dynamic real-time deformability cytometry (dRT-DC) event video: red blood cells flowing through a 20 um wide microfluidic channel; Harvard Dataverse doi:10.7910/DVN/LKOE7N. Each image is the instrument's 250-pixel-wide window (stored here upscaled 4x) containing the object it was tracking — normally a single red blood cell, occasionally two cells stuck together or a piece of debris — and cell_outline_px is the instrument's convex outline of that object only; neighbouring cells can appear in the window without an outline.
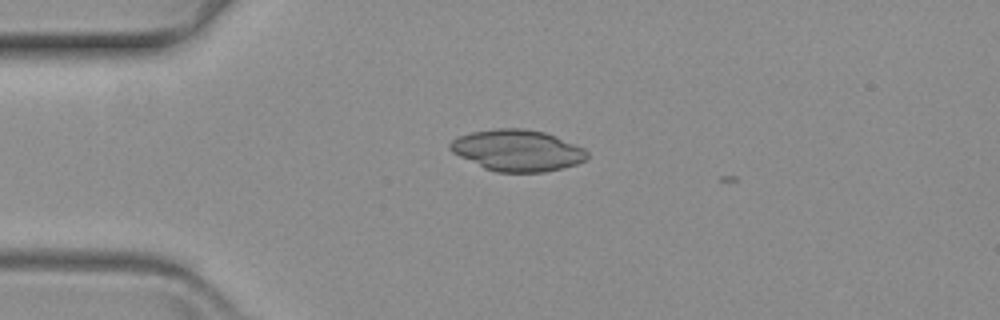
{"species": "common noctule bat (a hibernating species)", "species_latin": "Nyctalus noctula", "temperature_condition": "warm", "stored_images_in_passage": 4, "camera_frame_rate_fps": 3000, "um_per_image_px": 0.085, "animal": {"sex": "female", "body_mass_g": 19.3, "forearm_length_mm": 54.1}, "frame": {"image": 1, "passage_image": 2, "time_ms": 0.333, "image_size_px": [1000, 320], "cell_outline_px": [[588, 156], [584, 160], [576, 164], [544, 172], [496, 172], [484, 168], [452, 152], [448, 148], [448, 144], [452, 140], [460, 136], [472, 132], [496, 128], [524, 128], [544, 132], [556, 136], [584, 148], [588, 152]], "centroid_in_image_um": [43.97, 12.78], "position_along_channel_um": 41.0, "area_um2": 32.89}}